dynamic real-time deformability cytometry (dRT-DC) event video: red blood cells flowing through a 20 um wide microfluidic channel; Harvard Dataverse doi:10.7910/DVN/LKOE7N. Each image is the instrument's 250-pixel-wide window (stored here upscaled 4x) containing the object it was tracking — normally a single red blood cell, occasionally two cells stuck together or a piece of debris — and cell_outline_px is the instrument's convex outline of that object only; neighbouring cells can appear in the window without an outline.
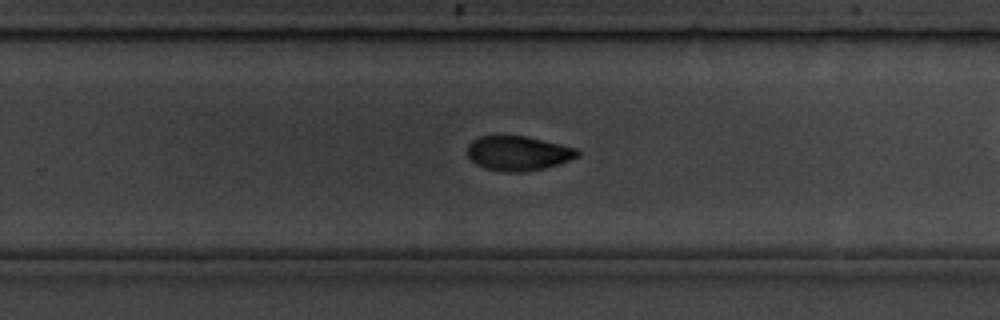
{"species": "common noctule bat (a hibernating species)", "species_latin": "Nyctalus noctula", "temperature_condition": "room temperature", "stored_images_in_passage": 38, "camera_frame_rate_fps": 3000, "um_per_image_px": 0.085, "animal": {"sex": "male", "body_mass_g": 19.5, "forearm_length_mm": 54.6}, "frame": {"image": 1, "passage_image": 17, "time_ms": 5.333, "image_size_px": [1000, 320], "cell_outline_px": [[580, 156], [544, 168], [524, 172], [504, 172], [484, 168], [476, 164], [468, 156], [468, 144], [472, 140], [480, 136], [524, 136], [560, 144], [576, 148], [580, 152]], "centroid_in_image_um": [44.02, 13.03], "position_along_channel_um": 285.8, "area_um2": 22.02}, "authors_computed_cell_mechanics": {"area_um2": 22.4842, "velocity_mm_per_s": 3.5896, "shape_relaxation_time_tau1_ms": 2.4176, "shape_relaxation_time_tau2_ms": 3.0135, "deformation_change_tau1": 0.1053, "deformation_change_tau2": 0.0798}}